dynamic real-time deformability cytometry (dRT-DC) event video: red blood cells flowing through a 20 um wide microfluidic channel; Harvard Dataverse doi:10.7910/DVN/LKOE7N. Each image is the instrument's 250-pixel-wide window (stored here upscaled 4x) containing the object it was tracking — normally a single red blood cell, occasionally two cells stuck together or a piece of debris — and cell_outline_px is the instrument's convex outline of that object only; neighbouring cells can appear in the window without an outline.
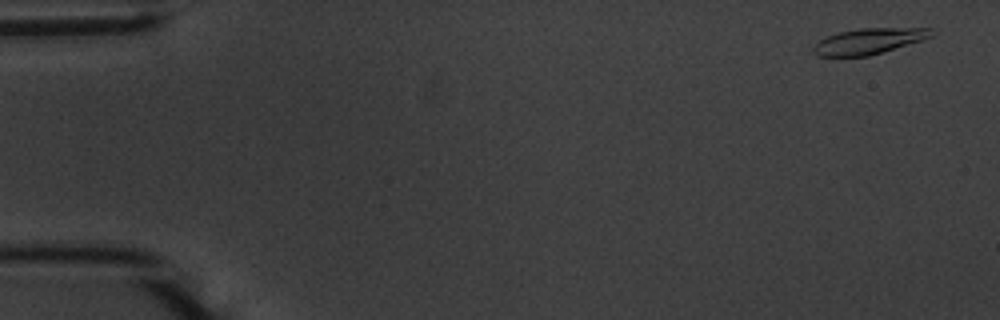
{"species": "common noctule bat (a hibernating species)", "species_latin": "Nyctalus noctula", "temperature_condition": "warm", "stored_images_in_passage": 13, "camera_frame_rate_fps": 3000, "um_per_image_px": 0.085, "animal": {"sex": "male", "body_mass_g": 20.1, "forearm_length_mm": 53.5}, "frame": {"image": 1, "passage_image": 3, "time_ms": 0.667, "image_size_px": [1000, 320], "cell_outline_px": [[936, 32], [932, 36], [924, 40], [868, 56], [816, 56], [812, 52], [812, 48], [820, 40], [836, 32], [860, 28], [932, 28]], "centroid_in_image_um": [73.87, 3.49], "position_along_channel_um": 11.1, "area_um2": 17.86}}